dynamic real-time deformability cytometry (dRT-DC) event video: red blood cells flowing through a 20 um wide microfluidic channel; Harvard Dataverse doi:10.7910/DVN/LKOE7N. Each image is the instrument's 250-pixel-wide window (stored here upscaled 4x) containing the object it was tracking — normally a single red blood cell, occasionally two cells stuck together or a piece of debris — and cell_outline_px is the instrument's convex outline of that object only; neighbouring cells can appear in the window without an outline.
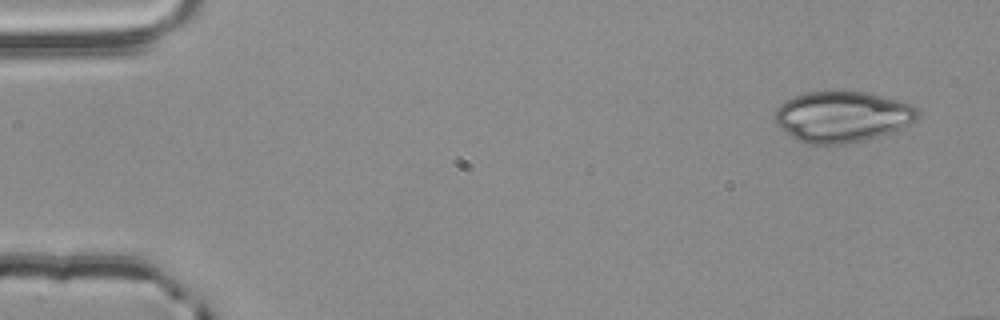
{"species": "common noctule bat (a hibernating species)", "species_latin": "Nyctalus noctula", "temperature_condition": "room temperature", "stored_images_in_passage": 6, "segment_of_instrument_passage": [1, 2], "camera_frame_rate_fps": 3000, "um_per_image_px": 0.085, "animal": {"sex": "male", "body_mass_g": 20.4}, "frame": {"image": 1, "passage_image": 1, "time_ms": 0.0, "image_size_px": [1000, 320], "cell_outline_px": [[920, 116], [908, 124], [900, 128], [864, 140], [844, 144], [812, 144], [796, 140], [780, 128], [772, 120], [776, 108], [784, 100], [792, 96], [804, 92], [836, 88], [840, 88], [872, 92], [912, 104], [920, 112]], "centroid_in_image_um": [71.53, 9.85], "position_along_channel_um": 13.5, "area_um2": 43.58}}